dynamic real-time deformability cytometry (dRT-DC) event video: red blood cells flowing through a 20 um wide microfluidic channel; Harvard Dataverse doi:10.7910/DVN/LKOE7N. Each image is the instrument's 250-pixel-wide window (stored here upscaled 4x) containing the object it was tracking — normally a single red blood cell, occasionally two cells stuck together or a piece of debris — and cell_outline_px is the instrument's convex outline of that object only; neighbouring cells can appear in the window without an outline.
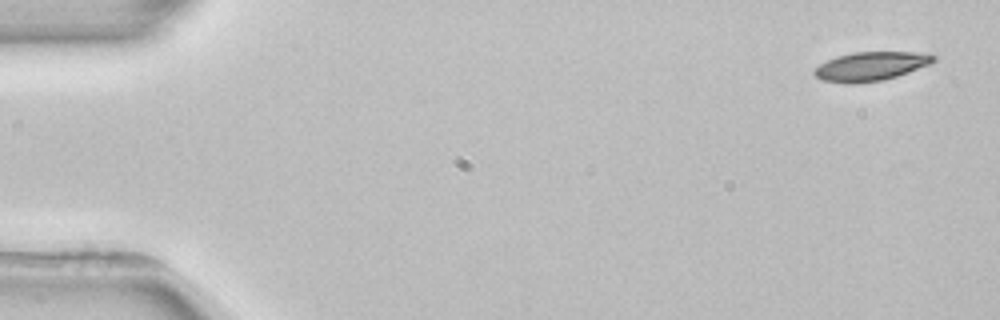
{"species": "common noctule bat (a hibernating species)", "species_latin": "Nyctalus noctula", "temperature_condition": "room temperature", "stored_images_in_passage": 5, "segment_of_instrument_passage": [2, 2], "camera_frame_rate_fps": 3000, "um_per_image_px": 0.085, "animal": {"sex": "female", "body_mass_g": 22.7, "forearm_length_mm": 54.2}, "frame": {"image": 1, "passage_image": 5, "time_ms": 6.333, "image_size_px": [1000, 320], "cell_outline_px": [[936, 60], [928, 64], [908, 72], [884, 80], [852, 84], [848, 84], [820, 80], [812, 72], [820, 64], [836, 56], [856, 52], [916, 52], [936, 56]], "centroid_in_image_um": [73.97, 5.64], "position_along_channel_um": 11.0, "area_um2": 19.94}}